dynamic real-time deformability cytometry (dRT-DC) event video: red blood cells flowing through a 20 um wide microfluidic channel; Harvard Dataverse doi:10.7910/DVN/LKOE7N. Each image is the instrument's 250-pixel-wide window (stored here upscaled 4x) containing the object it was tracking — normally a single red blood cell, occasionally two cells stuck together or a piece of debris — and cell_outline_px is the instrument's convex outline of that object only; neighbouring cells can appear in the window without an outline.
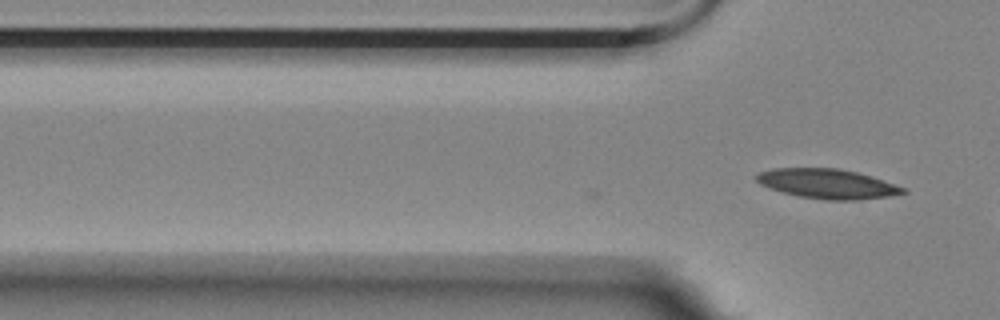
{"species": "Egyptian fruit bat (a non-hibernating species)", "species_latin": "Rousettus aegyptiacus", "temperature_condition": "room temperature", "stored_images_in_passage": 9, "camera_frame_rate_fps": 3000, "um_per_image_px": 0.085, "animal": {"sex": "female"}, "frame": {"image": 1, "passage_image": 9, "time_ms": 2.667, "image_size_px": [1000, 320], "cell_outline_px": [[908, 192], [888, 196], [856, 200], [824, 200], [800, 196], [780, 192], [768, 188], [760, 184], [756, 180], [756, 176], [760, 172], [772, 168], [836, 168], [856, 172], [904, 188]], "centroid_in_image_um": [70.25, 15.62], "position_along_channel_um": 55.6, "area_um2": 24.97}}